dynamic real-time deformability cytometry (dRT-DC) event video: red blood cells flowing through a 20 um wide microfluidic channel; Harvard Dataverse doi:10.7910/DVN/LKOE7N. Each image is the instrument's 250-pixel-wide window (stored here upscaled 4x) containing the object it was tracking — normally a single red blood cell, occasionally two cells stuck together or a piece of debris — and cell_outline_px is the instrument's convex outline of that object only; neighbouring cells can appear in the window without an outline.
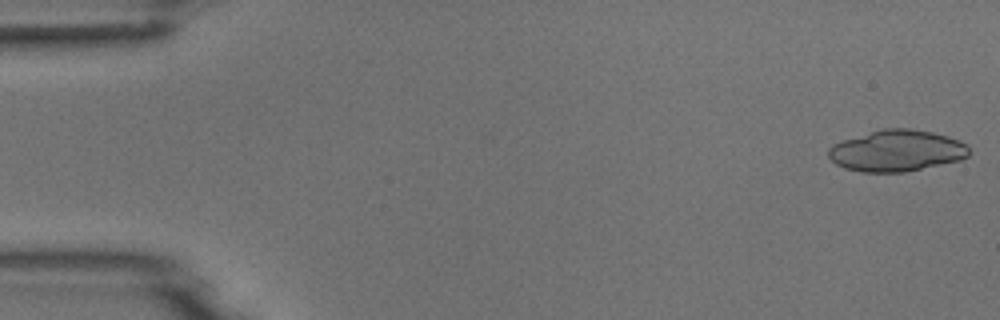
{"species": "common noctule bat (a hibernating species)", "species_latin": "Nyctalus noctula", "temperature_condition": "room temperature", "stored_images_in_passage": 19, "camera_frame_rate_fps": 3000, "um_per_image_px": 0.085, "animal": {"sex": "male", "body_mass_g": 18.8}, "frame": {"image": 1, "passage_image": 1, "time_ms": 0.0, "image_size_px": [1000, 320], "cell_outline_px": [[968, 156], [960, 160], [904, 172], [860, 172], [844, 168], [836, 164], [828, 156], [828, 148], [832, 144], [844, 140], [884, 128], [912, 128], [932, 132], [948, 136], [968, 144]], "centroid_in_image_um": [76.22, 12.81], "position_along_channel_um": 8.8, "area_um2": 33.81}}